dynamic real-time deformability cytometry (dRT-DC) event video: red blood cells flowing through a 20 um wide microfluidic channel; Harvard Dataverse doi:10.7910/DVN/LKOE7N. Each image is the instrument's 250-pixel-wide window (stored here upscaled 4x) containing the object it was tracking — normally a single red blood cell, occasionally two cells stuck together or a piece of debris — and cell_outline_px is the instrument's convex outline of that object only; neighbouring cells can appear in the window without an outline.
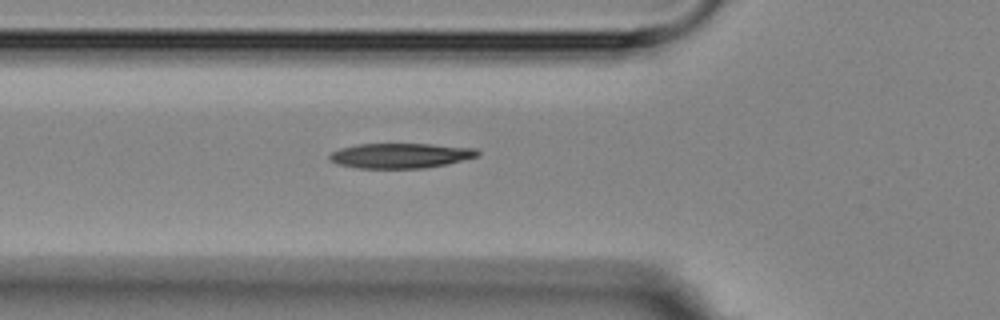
{"species": "Egyptian fruit bat (a non-hibernating species)", "species_latin": "Rousettus aegyptiacus", "temperature_condition": "room temperature", "stored_images_in_passage": 4, "camera_frame_rate_fps": 3000, "um_per_image_px": 0.085, "animal": {"sex": "female"}, "frame": {"image": 1, "passage_image": 4, "time_ms": 4.333, "image_size_px": [1000, 320], "cell_outline_px": [[480, 156], [448, 164], [424, 168], [356, 168], [336, 164], [328, 160], [328, 156], [332, 152], [340, 148], [356, 144], [432, 144], [476, 148], [480, 152]], "centroid_in_image_um": [34.04, 13.23], "position_along_channel_um": 91.8, "area_um2": 21.85}}